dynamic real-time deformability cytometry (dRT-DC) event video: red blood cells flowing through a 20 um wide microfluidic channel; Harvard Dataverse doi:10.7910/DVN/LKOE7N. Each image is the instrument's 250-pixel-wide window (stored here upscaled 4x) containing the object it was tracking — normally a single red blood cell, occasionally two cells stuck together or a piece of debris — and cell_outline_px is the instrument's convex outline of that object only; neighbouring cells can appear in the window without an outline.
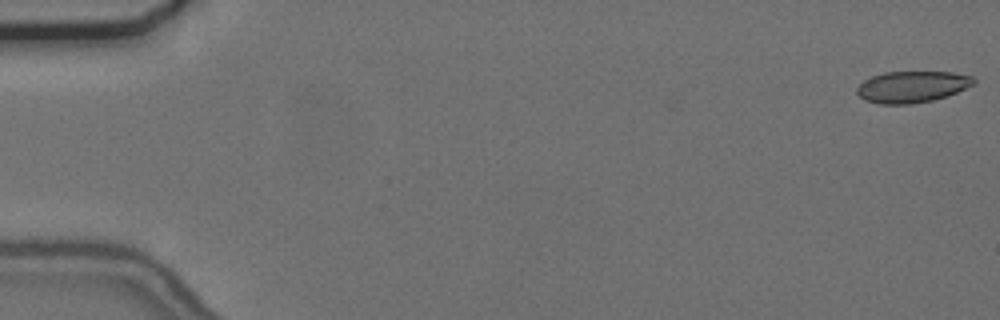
{"species": "common noctule bat (a hibernating species)", "species_latin": "Nyctalus noctula", "temperature_condition": "cold", "stored_images_in_passage": 56, "camera_frame_rate_fps": 3000, "um_per_image_px": 0.085, "animal": {"sex": "female", "body_mass_g": 24.6, "forearm_length_mm": 56.2}, "frame": {"image": 1, "passage_image": 1, "time_ms": 0.0, "image_size_px": [1000, 320], "cell_outline_px": [[976, 84], [956, 92], [932, 100], [912, 104], [880, 104], [864, 100], [856, 92], [856, 88], [864, 80], [872, 76], [884, 72], [952, 72], [972, 76], [976, 80]], "centroid_in_image_um": [77.52, 7.37], "position_along_channel_um": 7.5, "area_um2": 21.39}}
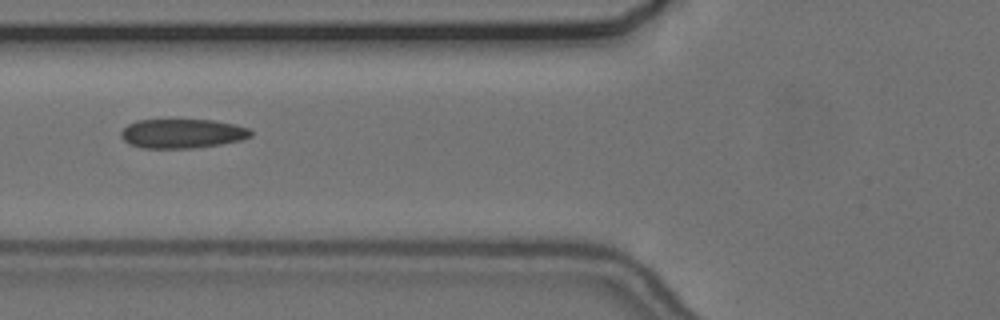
{"frame": {"image": 2, "passage_image": 22, "time_ms": 7.0, "image_size_px": [1000, 320], "cell_outline_px": [[252, 136], [240, 140], [220, 144], [196, 148], [144, 148], [128, 144], [120, 136], [120, 132], [128, 124], [136, 120], [212, 120], [236, 124], [248, 128], [252, 132]], "centroid_in_image_um": [15.48, 11.35], "position_along_channel_um": 110.3, "area_um2": 22.2}}
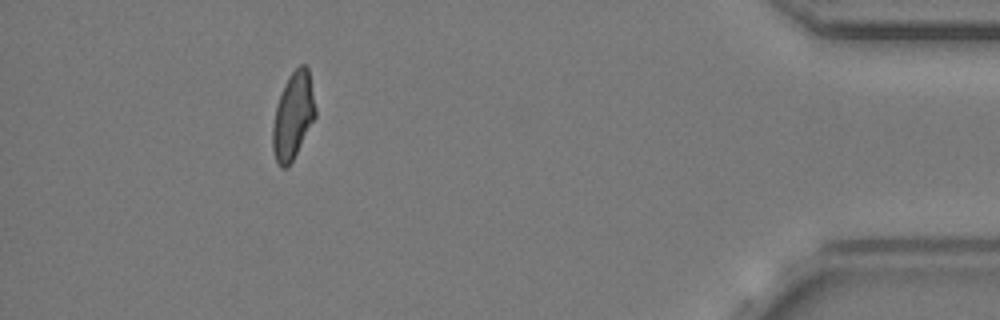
{"frame": {"image": 3, "passage_image": 51, "time_ms": 16.667, "image_size_px": [1000, 320], "cell_outline_px": [[316, 116], [288, 168], [280, 168], [276, 160], [272, 148], [272, 128], [276, 104], [284, 84], [288, 76], [300, 64], [304, 64], [308, 68], [316, 108]], "centroid_in_image_um": [24.9, 9.84], "position_along_channel_um": 410.3, "area_um2": 21.62}, "authors_computed_cell_mechanics": {"area_um2": 22.0218, "velocity_mm_per_s": 3.6932, "shape_relaxation_time_tau1_ms": null, "shape_relaxation_time_tau2_ms": 2.0117, "deformation_change_tau1": null, "deformation_change_tau2": 0.0734}}